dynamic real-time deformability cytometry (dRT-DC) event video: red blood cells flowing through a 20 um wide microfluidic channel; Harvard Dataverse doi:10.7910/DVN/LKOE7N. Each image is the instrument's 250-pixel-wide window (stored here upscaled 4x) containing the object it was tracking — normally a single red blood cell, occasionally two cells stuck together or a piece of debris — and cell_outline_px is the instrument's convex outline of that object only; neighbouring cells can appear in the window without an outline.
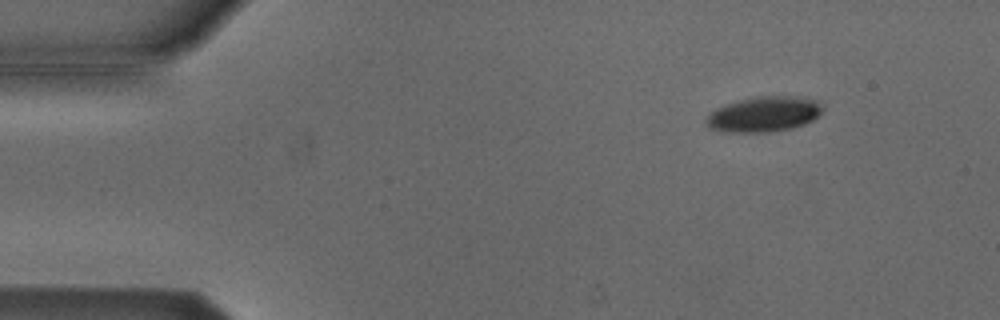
{"species": "Egyptian fruit bat (a non-hibernating species)", "species_latin": "Rousettus aegyptiacus", "temperature_condition": "cold", "stored_images_in_passage": 49, "camera_frame_rate_fps": 3000, "um_per_image_px": 0.085, "animal": {"sex": "male"}, "frame": {"image": 1, "passage_image": 2, "time_ms": 0.333, "image_size_px": [1000, 320], "cell_outline_px": [[824, 108], [812, 120], [804, 124], [792, 128], [772, 132], [724, 132], [708, 128], [704, 124], [704, 120], [716, 108], [724, 104], [756, 96], [792, 96], [820, 100]], "centroid_in_image_um": [64.91, 9.71], "position_along_channel_um": 20.1, "area_um2": 24.16}}
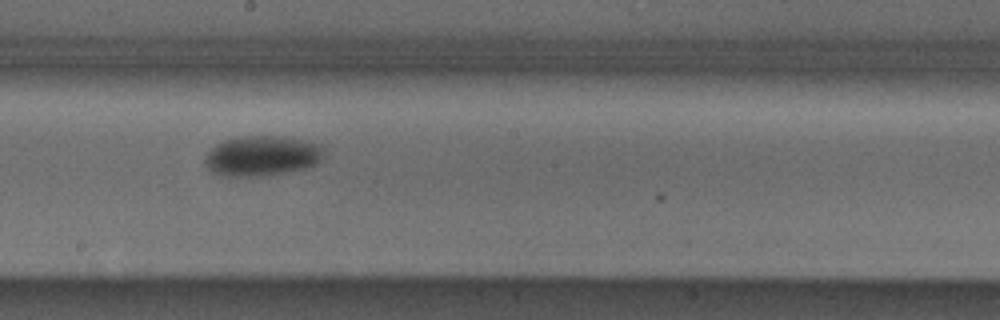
{"frame": {"image": 2, "passage_image": 25, "time_ms": 8.0, "image_size_px": [1000, 320], "cell_outline_px": [[324, 156], [316, 164], [308, 168], [268, 176], [220, 176], [212, 172], [204, 164], [204, 156], [216, 144], [224, 140], [240, 136], [284, 136], [320, 144], [324, 148]], "centroid_in_image_um": [22.27, 13.26], "position_along_channel_um": 225.9, "area_um2": 28.32}}
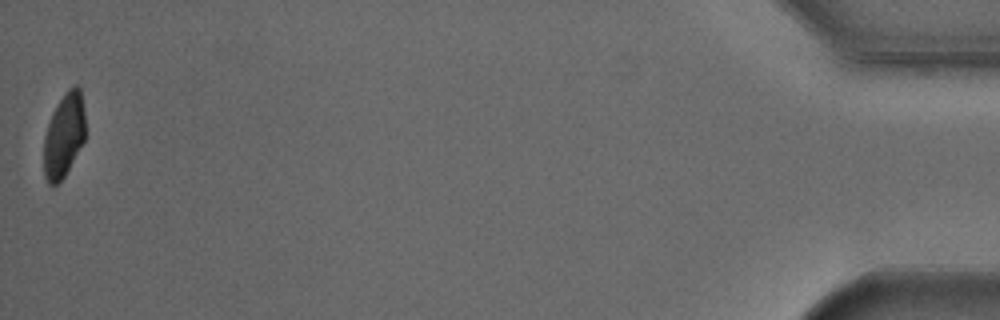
{"frame": {"image": 3, "passage_image": 49, "time_ms": 16.0, "image_size_px": [1000, 320], "cell_outline_px": [[84, 140], [64, 176], [52, 188], [48, 184], [44, 176], [44, 136], [52, 112], [56, 104], [68, 88], [72, 84], [76, 84], [80, 88], [84, 112]], "centroid_in_image_um": [5.41, 11.48], "position_along_channel_um": 429.8, "area_um2": 20.29}, "authors_computed_cell_mechanics": {"area_um2": 25.7788, "velocity_mm_per_s": 3.812, "shape_relaxation_time_tau1_ms": 3.691, "shape_relaxation_time_tau2_ms": null, "deformation_change_tau1": 0.1159, "deformation_change_tau2": null}}